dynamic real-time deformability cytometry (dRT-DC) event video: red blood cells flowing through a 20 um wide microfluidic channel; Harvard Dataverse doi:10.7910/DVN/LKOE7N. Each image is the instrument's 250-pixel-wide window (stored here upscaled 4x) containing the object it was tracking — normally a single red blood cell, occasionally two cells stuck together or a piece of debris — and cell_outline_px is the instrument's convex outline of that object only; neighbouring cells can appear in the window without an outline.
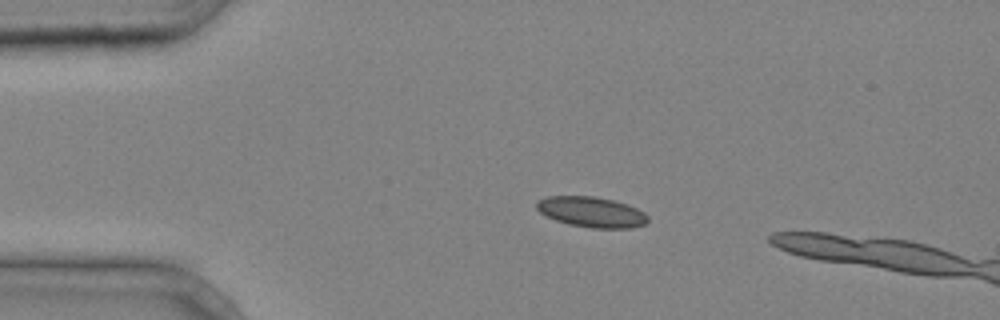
{"species": "common noctule bat (a hibernating species)", "species_latin": "Nyctalus noctula", "temperature_condition": "cold", "stored_images_in_passage": 5, "camera_frame_rate_fps": 3000, "um_per_image_px": 0.085, "animal": {"sex": "male", "body_mass_g": 20.4}, "frame": {"image": 1, "passage_image": 1, "time_ms": 0.0, "image_size_px": [1000, 320], "cell_outline_px": [[648, 220], [644, 224], [632, 228], [592, 228], [568, 224], [556, 220], [540, 212], [536, 208], [536, 204], [540, 200], [548, 196], [592, 196], [612, 200], [628, 204], [644, 212], [648, 216]], "centroid_in_image_um": [50.3, 18.02], "position_along_channel_um": 34.7, "area_um2": 19.59}}